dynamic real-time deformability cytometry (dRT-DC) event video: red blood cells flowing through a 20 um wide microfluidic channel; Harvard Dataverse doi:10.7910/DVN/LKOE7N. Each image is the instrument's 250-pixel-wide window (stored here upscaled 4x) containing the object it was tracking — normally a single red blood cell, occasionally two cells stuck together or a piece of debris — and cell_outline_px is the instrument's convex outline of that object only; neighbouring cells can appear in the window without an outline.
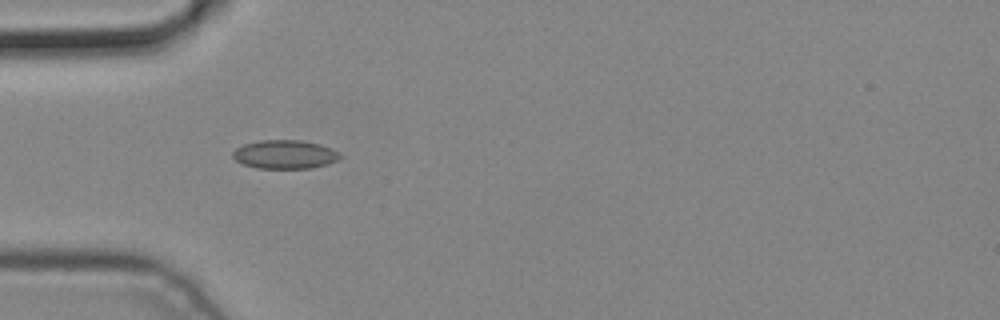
{"species": "common noctule bat (a hibernating species)", "species_latin": "Nyctalus noctula", "temperature_condition": "cold", "stored_images_in_passage": 7, "camera_frame_rate_fps": 3000, "um_per_image_px": 0.085, "animal": {"sex": "male", "body_mass_g": 19.2, "forearm_length_mm": 51.8}, "frame": {"image": 1, "passage_image": 5, "time_ms": 1.333, "image_size_px": [1000, 320], "cell_outline_px": [[344, 156], [328, 164], [312, 168], [256, 168], [240, 164], [232, 156], [232, 152], [236, 148], [244, 144], [260, 140], [300, 140], [320, 144], [332, 148], [340, 152]], "centroid_in_image_um": [24.22, 13.12], "position_along_channel_um": 60.8, "area_um2": 18.15}}
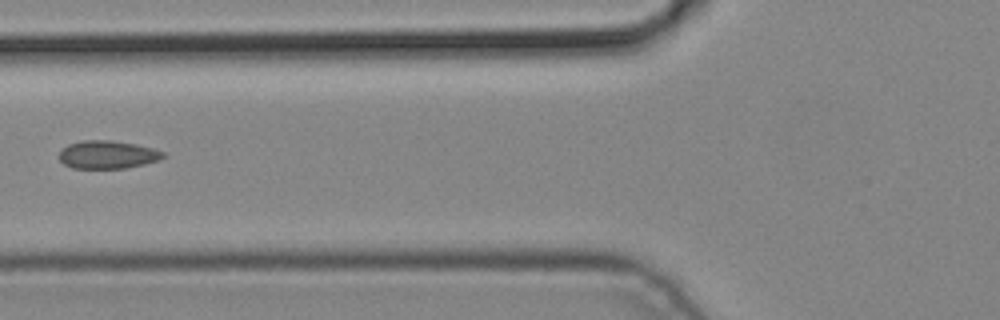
{"frame": {"image": 2, "passage_image": 6, "time_ms": 1.667, "image_size_px": [1000, 320], "cell_outline_px": [[168, 156], [144, 164], [124, 168], [72, 168], [64, 164], [60, 160], [60, 152], [68, 144], [80, 140], [112, 140], [136, 144], [152, 148], [164, 152]], "centroid_in_image_um": [9.15, 13.13], "position_along_channel_um": 116.7, "area_um2": 16.94}}
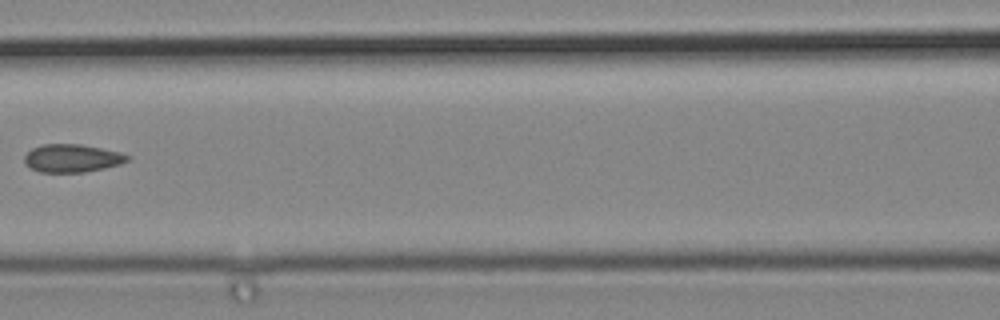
{"frame": {"image": 3, "passage_image": 7, "time_ms": 2.0, "image_size_px": [1000, 320], "cell_outline_px": [[132, 156], [128, 160], [120, 164], [104, 168], [84, 172], [40, 172], [32, 168], [24, 160], [24, 156], [32, 148], [44, 144], [80, 144], [120, 152]], "centroid_in_image_um": [6.15, 13.44], "position_along_channel_um": 160.4, "area_um2": 16.65}}